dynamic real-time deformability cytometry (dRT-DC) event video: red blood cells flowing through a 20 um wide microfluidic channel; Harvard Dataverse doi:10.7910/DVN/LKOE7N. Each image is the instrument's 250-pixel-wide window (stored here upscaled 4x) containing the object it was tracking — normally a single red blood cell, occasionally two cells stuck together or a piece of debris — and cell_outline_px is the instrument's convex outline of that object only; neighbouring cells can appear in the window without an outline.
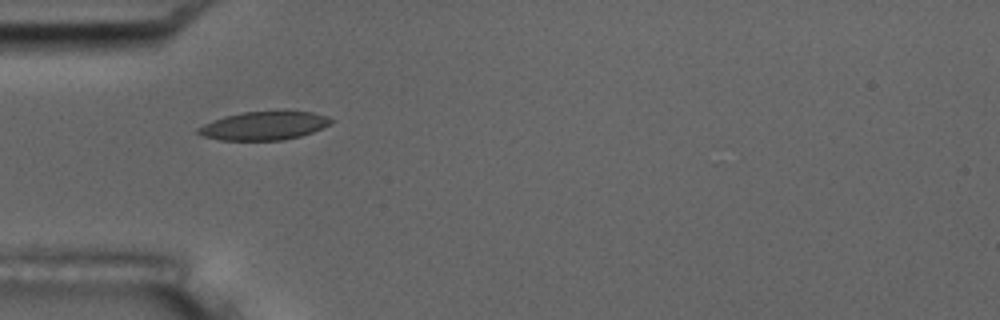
{"species": "common noctule bat (a hibernating species)", "species_latin": "Nyctalus noctula", "temperature_condition": "room temperature", "stored_images_in_passage": 5, "camera_frame_rate_fps": 3000, "um_per_image_px": 0.085, "animal": {"sex": "male", "body_mass_g": 17.5, "forearm_length_mm": 52.3}, "frame": {"image": 1, "passage_image": 2, "time_ms": 0.333, "image_size_px": [1000, 320], "cell_outline_px": [[336, 120], [332, 124], [312, 132], [300, 136], [284, 140], [220, 140], [204, 136], [196, 132], [196, 128], [212, 120], [224, 116], [244, 112], [284, 108], [312, 112], [328, 116]], "centroid_in_image_um": [22.51, 10.64], "position_along_channel_um": 62.5, "area_um2": 22.95}}